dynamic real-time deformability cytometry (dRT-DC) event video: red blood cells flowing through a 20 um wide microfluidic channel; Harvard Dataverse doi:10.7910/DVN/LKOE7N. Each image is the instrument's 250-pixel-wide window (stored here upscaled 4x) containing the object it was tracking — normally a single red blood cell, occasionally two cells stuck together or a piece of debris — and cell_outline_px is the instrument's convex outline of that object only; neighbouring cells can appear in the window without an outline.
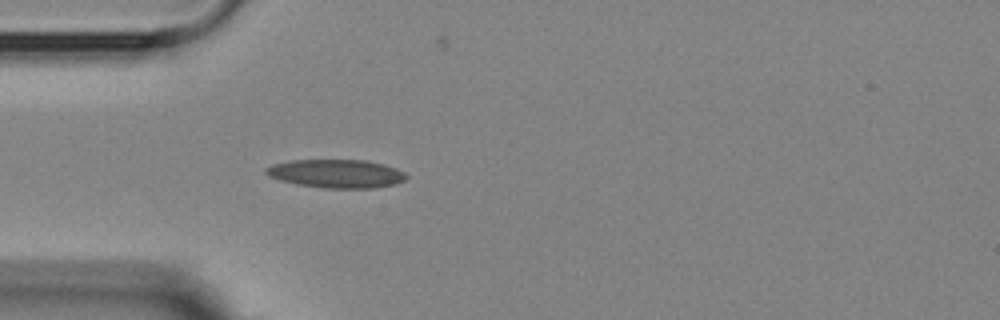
{"species": "Egyptian fruit bat (a non-hibernating species)", "species_latin": "Rousettus aegyptiacus", "temperature_condition": "room temperature", "stored_images_in_passage": 3, "camera_frame_rate_fps": 3000, "um_per_image_px": 0.085, "animal": {"sex": "female"}, "frame": {"image": 1, "passage_image": 3, "time_ms": 3.333, "image_size_px": [1000, 320], "cell_outline_px": [[408, 180], [396, 184], [372, 188], [324, 188], [300, 184], [280, 180], [268, 176], [264, 172], [264, 168], [272, 164], [288, 160], [368, 160], [384, 164], [396, 168], [404, 172], [408, 176]], "centroid_in_image_um": [28.61, 14.75], "position_along_channel_um": 56.4, "area_um2": 23.47}}